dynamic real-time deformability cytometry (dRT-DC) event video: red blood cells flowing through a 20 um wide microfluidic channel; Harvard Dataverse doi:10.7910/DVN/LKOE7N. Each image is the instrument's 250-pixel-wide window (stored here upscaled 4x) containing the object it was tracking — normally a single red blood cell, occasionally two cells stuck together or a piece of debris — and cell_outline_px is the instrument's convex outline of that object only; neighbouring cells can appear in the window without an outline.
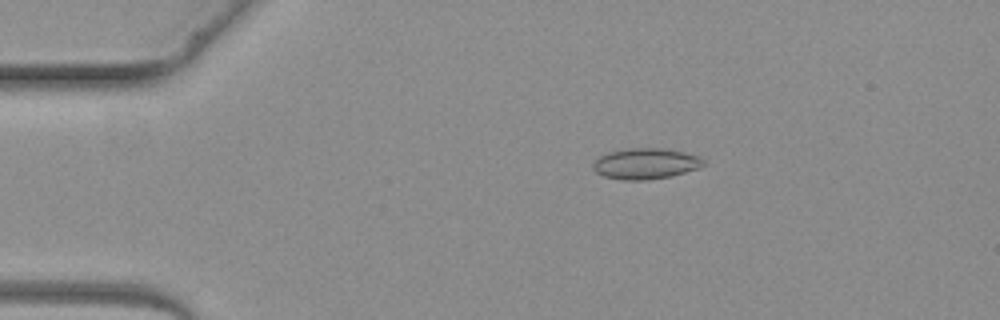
{"species": "common noctule bat (a hibernating species)", "species_latin": "Nyctalus noctula", "temperature_condition": "warm", "stored_images_in_passage": 2, "camera_frame_rate_fps": 3000, "um_per_image_px": 0.085, "animal": {"sex": "female", "body_mass_g": 19.3, "forearm_length_mm": 54.1}, "frame": {"image": 1, "passage_image": 1, "time_ms": 0.0, "image_size_px": [1000, 320], "cell_outline_px": [[704, 164], [700, 168], [668, 176], [644, 180], [624, 180], [604, 176], [596, 172], [592, 168], [592, 164], [600, 156], [608, 152], [628, 148], [664, 148], [684, 152], [700, 156], [704, 160]], "centroid_in_image_um": [54.87, 13.9], "position_along_channel_um": 30.1, "area_um2": 19.77}}